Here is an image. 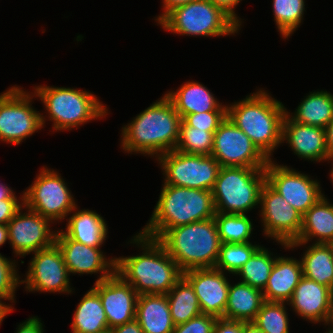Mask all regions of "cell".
Returning a JSON list of instances; mask_svg holds the SVG:
<instances>
[{
  "mask_svg": "<svg viewBox=\"0 0 333 333\" xmlns=\"http://www.w3.org/2000/svg\"><path fill=\"white\" fill-rule=\"evenodd\" d=\"M108 333H144L136 319L109 329Z\"/></svg>",
  "mask_w": 333,
  "mask_h": 333,
  "instance_id": "obj_45",
  "label": "cell"
},
{
  "mask_svg": "<svg viewBox=\"0 0 333 333\" xmlns=\"http://www.w3.org/2000/svg\"><path fill=\"white\" fill-rule=\"evenodd\" d=\"M183 277L194 288L202 314L223 318L228 301L229 281L215 268L191 269Z\"/></svg>",
  "mask_w": 333,
  "mask_h": 333,
  "instance_id": "obj_19",
  "label": "cell"
},
{
  "mask_svg": "<svg viewBox=\"0 0 333 333\" xmlns=\"http://www.w3.org/2000/svg\"><path fill=\"white\" fill-rule=\"evenodd\" d=\"M182 118L164 96L122 128L121 148L128 153L155 157L175 150Z\"/></svg>",
  "mask_w": 333,
  "mask_h": 333,
  "instance_id": "obj_2",
  "label": "cell"
},
{
  "mask_svg": "<svg viewBox=\"0 0 333 333\" xmlns=\"http://www.w3.org/2000/svg\"><path fill=\"white\" fill-rule=\"evenodd\" d=\"M20 199H5L0 200V223L8 224L14 215L24 208V195L19 197ZM21 202H20V201Z\"/></svg>",
  "mask_w": 333,
  "mask_h": 333,
  "instance_id": "obj_41",
  "label": "cell"
},
{
  "mask_svg": "<svg viewBox=\"0 0 333 333\" xmlns=\"http://www.w3.org/2000/svg\"><path fill=\"white\" fill-rule=\"evenodd\" d=\"M329 289H330V295H331V298H332V301H333V280L329 286Z\"/></svg>",
  "mask_w": 333,
  "mask_h": 333,
  "instance_id": "obj_53",
  "label": "cell"
},
{
  "mask_svg": "<svg viewBox=\"0 0 333 333\" xmlns=\"http://www.w3.org/2000/svg\"><path fill=\"white\" fill-rule=\"evenodd\" d=\"M144 333H172V321L166 294L138 295L136 318Z\"/></svg>",
  "mask_w": 333,
  "mask_h": 333,
  "instance_id": "obj_24",
  "label": "cell"
},
{
  "mask_svg": "<svg viewBox=\"0 0 333 333\" xmlns=\"http://www.w3.org/2000/svg\"><path fill=\"white\" fill-rule=\"evenodd\" d=\"M165 176L164 184L212 190L221 168L211 155L185 154L177 150L157 157Z\"/></svg>",
  "mask_w": 333,
  "mask_h": 333,
  "instance_id": "obj_10",
  "label": "cell"
},
{
  "mask_svg": "<svg viewBox=\"0 0 333 333\" xmlns=\"http://www.w3.org/2000/svg\"><path fill=\"white\" fill-rule=\"evenodd\" d=\"M226 116L227 111L191 113L185 115L182 118L180 126H191L198 129H207V131L210 132H215Z\"/></svg>",
  "mask_w": 333,
  "mask_h": 333,
  "instance_id": "obj_39",
  "label": "cell"
},
{
  "mask_svg": "<svg viewBox=\"0 0 333 333\" xmlns=\"http://www.w3.org/2000/svg\"><path fill=\"white\" fill-rule=\"evenodd\" d=\"M329 160H330V161H331V160L333 161V157H330ZM332 165H333V163H332ZM330 174H331V175H330V177H331V182L333 183V166H332V170H331Z\"/></svg>",
  "mask_w": 333,
  "mask_h": 333,
  "instance_id": "obj_54",
  "label": "cell"
},
{
  "mask_svg": "<svg viewBox=\"0 0 333 333\" xmlns=\"http://www.w3.org/2000/svg\"><path fill=\"white\" fill-rule=\"evenodd\" d=\"M130 243L140 245L143 252L137 256L115 258V273L129 283L138 295L167 294L183 276L175 260L158 240L141 233L134 236Z\"/></svg>",
  "mask_w": 333,
  "mask_h": 333,
  "instance_id": "obj_1",
  "label": "cell"
},
{
  "mask_svg": "<svg viewBox=\"0 0 333 333\" xmlns=\"http://www.w3.org/2000/svg\"><path fill=\"white\" fill-rule=\"evenodd\" d=\"M265 168L221 167L212 188L216 212L246 214L260 204Z\"/></svg>",
  "mask_w": 333,
  "mask_h": 333,
  "instance_id": "obj_7",
  "label": "cell"
},
{
  "mask_svg": "<svg viewBox=\"0 0 333 333\" xmlns=\"http://www.w3.org/2000/svg\"><path fill=\"white\" fill-rule=\"evenodd\" d=\"M263 292L246 283L229 285L224 319L252 322L264 302Z\"/></svg>",
  "mask_w": 333,
  "mask_h": 333,
  "instance_id": "obj_27",
  "label": "cell"
},
{
  "mask_svg": "<svg viewBox=\"0 0 333 333\" xmlns=\"http://www.w3.org/2000/svg\"><path fill=\"white\" fill-rule=\"evenodd\" d=\"M211 156L221 167L265 168L269 161L227 116L214 133Z\"/></svg>",
  "mask_w": 333,
  "mask_h": 333,
  "instance_id": "obj_12",
  "label": "cell"
},
{
  "mask_svg": "<svg viewBox=\"0 0 333 333\" xmlns=\"http://www.w3.org/2000/svg\"><path fill=\"white\" fill-rule=\"evenodd\" d=\"M214 133L207 129L180 126L179 139L175 150L185 154L211 155Z\"/></svg>",
  "mask_w": 333,
  "mask_h": 333,
  "instance_id": "obj_37",
  "label": "cell"
},
{
  "mask_svg": "<svg viewBox=\"0 0 333 333\" xmlns=\"http://www.w3.org/2000/svg\"><path fill=\"white\" fill-rule=\"evenodd\" d=\"M166 295L175 326L202 314L194 288L183 276Z\"/></svg>",
  "mask_w": 333,
  "mask_h": 333,
  "instance_id": "obj_31",
  "label": "cell"
},
{
  "mask_svg": "<svg viewBox=\"0 0 333 333\" xmlns=\"http://www.w3.org/2000/svg\"><path fill=\"white\" fill-rule=\"evenodd\" d=\"M227 106V117L271 160L282 143V124L287 109L265 90Z\"/></svg>",
  "mask_w": 333,
  "mask_h": 333,
  "instance_id": "obj_3",
  "label": "cell"
},
{
  "mask_svg": "<svg viewBox=\"0 0 333 333\" xmlns=\"http://www.w3.org/2000/svg\"><path fill=\"white\" fill-rule=\"evenodd\" d=\"M272 160H269L265 167L266 182L303 216L324 196L320 183Z\"/></svg>",
  "mask_w": 333,
  "mask_h": 333,
  "instance_id": "obj_14",
  "label": "cell"
},
{
  "mask_svg": "<svg viewBox=\"0 0 333 333\" xmlns=\"http://www.w3.org/2000/svg\"><path fill=\"white\" fill-rule=\"evenodd\" d=\"M212 333H242V321L217 318Z\"/></svg>",
  "mask_w": 333,
  "mask_h": 333,
  "instance_id": "obj_42",
  "label": "cell"
},
{
  "mask_svg": "<svg viewBox=\"0 0 333 333\" xmlns=\"http://www.w3.org/2000/svg\"><path fill=\"white\" fill-rule=\"evenodd\" d=\"M22 208L14 215L7 224L9 243L15 256L25 257L41 249L48 248L55 243L56 231H51L50 219L39 213Z\"/></svg>",
  "mask_w": 333,
  "mask_h": 333,
  "instance_id": "obj_16",
  "label": "cell"
},
{
  "mask_svg": "<svg viewBox=\"0 0 333 333\" xmlns=\"http://www.w3.org/2000/svg\"><path fill=\"white\" fill-rule=\"evenodd\" d=\"M193 1L195 0H163L162 7L164 9V12L161 13V15H159L158 17H156L155 20L159 23L174 8Z\"/></svg>",
  "mask_w": 333,
  "mask_h": 333,
  "instance_id": "obj_46",
  "label": "cell"
},
{
  "mask_svg": "<svg viewBox=\"0 0 333 333\" xmlns=\"http://www.w3.org/2000/svg\"><path fill=\"white\" fill-rule=\"evenodd\" d=\"M276 258L268 249L260 246L236 275L242 278L243 283L263 291Z\"/></svg>",
  "mask_w": 333,
  "mask_h": 333,
  "instance_id": "obj_32",
  "label": "cell"
},
{
  "mask_svg": "<svg viewBox=\"0 0 333 333\" xmlns=\"http://www.w3.org/2000/svg\"><path fill=\"white\" fill-rule=\"evenodd\" d=\"M312 238L316 240L315 244H333V204L325 195L302 216L299 236L288 244L287 249L306 245Z\"/></svg>",
  "mask_w": 333,
  "mask_h": 333,
  "instance_id": "obj_22",
  "label": "cell"
},
{
  "mask_svg": "<svg viewBox=\"0 0 333 333\" xmlns=\"http://www.w3.org/2000/svg\"><path fill=\"white\" fill-rule=\"evenodd\" d=\"M217 317L200 314L186 323L176 325L172 333H212Z\"/></svg>",
  "mask_w": 333,
  "mask_h": 333,
  "instance_id": "obj_40",
  "label": "cell"
},
{
  "mask_svg": "<svg viewBox=\"0 0 333 333\" xmlns=\"http://www.w3.org/2000/svg\"><path fill=\"white\" fill-rule=\"evenodd\" d=\"M2 299L0 298V324L2 323L3 319L5 318V316L13 311L12 305L10 304H5V302H2ZM10 305V306H9Z\"/></svg>",
  "mask_w": 333,
  "mask_h": 333,
  "instance_id": "obj_50",
  "label": "cell"
},
{
  "mask_svg": "<svg viewBox=\"0 0 333 333\" xmlns=\"http://www.w3.org/2000/svg\"><path fill=\"white\" fill-rule=\"evenodd\" d=\"M149 223L140 232L159 240L169 229L212 219L216 215L211 190L163 184Z\"/></svg>",
  "mask_w": 333,
  "mask_h": 333,
  "instance_id": "obj_4",
  "label": "cell"
},
{
  "mask_svg": "<svg viewBox=\"0 0 333 333\" xmlns=\"http://www.w3.org/2000/svg\"><path fill=\"white\" fill-rule=\"evenodd\" d=\"M9 240L7 224L0 223V247Z\"/></svg>",
  "mask_w": 333,
  "mask_h": 333,
  "instance_id": "obj_51",
  "label": "cell"
},
{
  "mask_svg": "<svg viewBox=\"0 0 333 333\" xmlns=\"http://www.w3.org/2000/svg\"><path fill=\"white\" fill-rule=\"evenodd\" d=\"M28 268L25 280H21V284L25 283L26 291L72 293L68 277L70 273L56 243L36 251Z\"/></svg>",
  "mask_w": 333,
  "mask_h": 333,
  "instance_id": "obj_15",
  "label": "cell"
},
{
  "mask_svg": "<svg viewBox=\"0 0 333 333\" xmlns=\"http://www.w3.org/2000/svg\"><path fill=\"white\" fill-rule=\"evenodd\" d=\"M242 333H263V332L252 322L242 321Z\"/></svg>",
  "mask_w": 333,
  "mask_h": 333,
  "instance_id": "obj_49",
  "label": "cell"
},
{
  "mask_svg": "<svg viewBox=\"0 0 333 333\" xmlns=\"http://www.w3.org/2000/svg\"><path fill=\"white\" fill-rule=\"evenodd\" d=\"M77 211V212H76ZM67 219L66 230L62 232L70 239L92 247H101L107 238L105 219L92 210H76Z\"/></svg>",
  "mask_w": 333,
  "mask_h": 333,
  "instance_id": "obj_26",
  "label": "cell"
},
{
  "mask_svg": "<svg viewBox=\"0 0 333 333\" xmlns=\"http://www.w3.org/2000/svg\"><path fill=\"white\" fill-rule=\"evenodd\" d=\"M166 31L188 36H230L240 26L211 0H195L171 10L159 23Z\"/></svg>",
  "mask_w": 333,
  "mask_h": 333,
  "instance_id": "obj_8",
  "label": "cell"
},
{
  "mask_svg": "<svg viewBox=\"0 0 333 333\" xmlns=\"http://www.w3.org/2000/svg\"><path fill=\"white\" fill-rule=\"evenodd\" d=\"M286 302L264 301L252 321L263 333H289Z\"/></svg>",
  "mask_w": 333,
  "mask_h": 333,
  "instance_id": "obj_35",
  "label": "cell"
},
{
  "mask_svg": "<svg viewBox=\"0 0 333 333\" xmlns=\"http://www.w3.org/2000/svg\"><path fill=\"white\" fill-rule=\"evenodd\" d=\"M33 184L23 192L24 208L54 221L64 220L77 209L74 197L64 179L47 167L40 169Z\"/></svg>",
  "mask_w": 333,
  "mask_h": 333,
  "instance_id": "obj_11",
  "label": "cell"
},
{
  "mask_svg": "<svg viewBox=\"0 0 333 333\" xmlns=\"http://www.w3.org/2000/svg\"><path fill=\"white\" fill-rule=\"evenodd\" d=\"M272 4L277 29L288 39L303 21L305 0H273Z\"/></svg>",
  "mask_w": 333,
  "mask_h": 333,
  "instance_id": "obj_34",
  "label": "cell"
},
{
  "mask_svg": "<svg viewBox=\"0 0 333 333\" xmlns=\"http://www.w3.org/2000/svg\"><path fill=\"white\" fill-rule=\"evenodd\" d=\"M158 241L182 272L214 268L222 244L214 218L171 228Z\"/></svg>",
  "mask_w": 333,
  "mask_h": 333,
  "instance_id": "obj_5",
  "label": "cell"
},
{
  "mask_svg": "<svg viewBox=\"0 0 333 333\" xmlns=\"http://www.w3.org/2000/svg\"><path fill=\"white\" fill-rule=\"evenodd\" d=\"M259 247V244L253 245L251 242L222 243L214 268L233 275L237 274Z\"/></svg>",
  "mask_w": 333,
  "mask_h": 333,
  "instance_id": "obj_36",
  "label": "cell"
},
{
  "mask_svg": "<svg viewBox=\"0 0 333 333\" xmlns=\"http://www.w3.org/2000/svg\"><path fill=\"white\" fill-rule=\"evenodd\" d=\"M217 7L221 8L228 16H230L240 27L241 19L235 13V7L241 0H211ZM239 18V19H238Z\"/></svg>",
  "mask_w": 333,
  "mask_h": 333,
  "instance_id": "obj_43",
  "label": "cell"
},
{
  "mask_svg": "<svg viewBox=\"0 0 333 333\" xmlns=\"http://www.w3.org/2000/svg\"><path fill=\"white\" fill-rule=\"evenodd\" d=\"M34 96L38 97L53 122V131L74 129L86 122L108 115L106 107L91 92L66 88L35 86Z\"/></svg>",
  "mask_w": 333,
  "mask_h": 333,
  "instance_id": "obj_6",
  "label": "cell"
},
{
  "mask_svg": "<svg viewBox=\"0 0 333 333\" xmlns=\"http://www.w3.org/2000/svg\"><path fill=\"white\" fill-rule=\"evenodd\" d=\"M15 260H10L0 253V298L15 303V291L21 280L17 274Z\"/></svg>",
  "mask_w": 333,
  "mask_h": 333,
  "instance_id": "obj_38",
  "label": "cell"
},
{
  "mask_svg": "<svg viewBox=\"0 0 333 333\" xmlns=\"http://www.w3.org/2000/svg\"><path fill=\"white\" fill-rule=\"evenodd\" d=\"M17 199L14 191L7 185L0 183V200Z\"/></svg>",
  "mask_w": 333,
  "mask_h": 333,
  "instance_id": "obj_48",
  "label": "cell"
},
{
  "mask_svg": "<svg viewBox=\"0 0 333 333\" xmlns=\"http://www.w3.org/2000/svg\"><path fill=\"white\" fill-rule=\"evenodd\" d=\"M287 142L291 150L300 158L329 162L326 144V131L322 127L304 125L293 121L285 114L282 124V143Z\"/></svg>",
  "mask_w": 333,
  "mask_h": 333,
  "instance_id": "obj_20",
  "label": "cell"
},
{
  "mask_svg": "<svg viewBox=\"0 0 333 333\" xmlns=\"http://www.w3.org/2000/svg\"><path fill=\"white\" fill-rule=\"evenodd\" d=\"M303 277L301 261L291 257H277L264 288L265 301L288 302Z\"/></svg>",
  "mask_w": 333,
  "mask_h": 333,
  "instance_id": "obj_23",
  "label": "cell"
},
{
  "mask_svg": "<svg viewBox=\"0 0 333 333\" xmlns=\"http://www.w3.org/2000/svg\"><path fill=\"white\" fill-rule=\"evenodd\" d=\"M15 333H43V324L37 317H30L17 327Z\"/></svg>",
  "mask_w": 333,
  "mask_h": 333,
  "instance_id": "obj_44",
  "label": "cell"
},
{
  "mask_svg": "<svg viewBox=\"0 0 333 333\" xmlns=\"http://www.w3.org/2000/svg\"><path fill=\"white\" fill-rule=\"evenodd\" d=\"M31 94L19 86H12L0 94L1 141L19 145L45 126V116L31 106L34 97L33 92Z\"/></svg>",
  "mask_w": 333,
  "mask_h": 333,
  "instance_id": "obj_9",
  "label": "cell"
},
{
  "mask_svg": "<svg viewBox=\"0 0 333 333\" xmlns=\"http://www.w3.org/2000/svg\"><path fill=\"white\" fill-rule=\"evenodd\" d=\"M332 298L329 287L302 277L287 302L297 315L311 323L328 322Z\"/></svg>",
  "mask_w": 333,
  "mask_h": 333,
  "instance_id": "obj_21",
  "label": "cell"
},
{
  "mask_svg": "<svg viewBox=\"0 0 333 333\" xmlns=\"http://www.w3.org/2000/svg\"><path fill=\"white\" fill-rule=\"evenodd\" d=\"M93 286L92 289L101 299L109 329L136 318L138 293L117 273L103 281L95 282Z\"/></svg>",
  "mask_w": 333,
  "mask_h": 333,
  "instance_id": "obj_17",
  "label": "cell"
},
{
  "mask_svg": "<svg viewBox=\"0 0 333 333\" xmlns=\"http://www.w3.org/2000/svg\"><path fill=\"white\" fill-rule=\"evenodd\" d=\"M165 95L181 118L191 113L227 111V106L220 104L214 94L197 81H187L176 91H168Z\"/></svg>",
  "mask_w": 333,
  "mask_h": 333,
  "instance_id": "obj_25",
  "label": "cell"
},
{
  "mask_svg": "<svg viewBox=\"0 0 333 333\" xmlns=\"http://www.w3.org/2000/svg\"><path fill=\"white\" fill-rule=\"evenodd\" d=\"M55 243L62 252L69 273L81 275L100 272L96 282L103 281L115 273L116 259H106L100 247L76 242L67 237L62 230H57Z\"/></svg>",
  "mask_w": 333,
  "mask_h": 333,
  "instance_id": "obj_18",
  "label": "cell"
},
{
  "mask_svg": "<svg viewBox=\"0 0 333 333\" xmlns=\"http://www.w3.org/2000/svg\"><path fill=\"white\" fill-rule=\"evenodd\" d=\"M260 206L265 236L288 248V244L299 236L302 215L267 182L260 192Z\"/></svg>",
  "mask_w": 333,
  "mask_h": 333,
  "instance_id": "obj_13",
  "label": "cell"
},
{
  "mask_svg": "<svg viewBox=\"0 0 333 333\" xmlns=\"http://www.w3.org/2000/svg\"><path fill=\"white\" fill-rule=\"evenodd\" d=\"M326 131V144L329 157H333V119L329 125L325 128Z\"/></svg>",
  "mask_w": 333,
  "mask_h": 333,
  "instance_id": "obj_47",
  "label": "cell"
},
{
  "mask_svg": "<svg viewBox=\"0 0 333 333\" xmlns=\"http://www.w3.org/2000/svg\"><path fill=\"white\" fill-rule=\"evenodd\" d=\"M221 243L250 242L253 224L246 214H224L214 216Z\"/></svg>",
  "mask_w": 333,
  "mask_h": 333,
  "instance_id": "obj_33",
  "label": "cell"
},
{
  "mask_svg": "<svg viewBox=\"0 0 333 333\" xmlns=\"http://www.w3.org/2000/svg\"><path fill=\"white\" fill-rule=\"evenodd\" d=\"M72 333H108L107 317L99 295L91 288L74 312Z\"/></svg>",
  "mask_w": 333,
  "mask_h": 333,
  "instance_id": "obj_29",
  "label": "cell"
},
{
  "mask_svg": "<svg viewBox=\"0 0 333 333\" xmlns=\"http://www.w3.org/2000/svg\"><path fill=\"white\" fill-rule=\"evenodd\" d=\"M286 114L295 122L326 128L333 119V94L327 91L310 92L298 105L294 116Z\"/></svg>",
  "mask_w": 333,
  "mask_h": 333,
  "instance_id": "obj_28",
  "label": "cell"
},
{
  "mask_svg": "<svg viewBox=\"0 0 333 333\" xmlns=\"http://www.w3.org/2000/svg\"><path fill=\"white\" fill-rule=\"evenodd\" d=\"M331 324L330 326L333 327V303L331 306V311H330V316L328 319V322L326 323V325ZM331 327V329H329L328 333H333V328Z\"/></svg>",
  "mask_w": 333,
  "mask_h": 333,
  "instance_id": "obj_52",
  "label": "cell"
},
{
  "mask_svg": "<svg viewBox=\"0 0 333 333\" xmlns=\"http://www.w3.org/2000/svg\"><path fill=\"white\" fill-rule=\"evenodd\" d=\"M301 261L303 276L329 287L333 280V244L307 247Z\"/></svg>",
  "mask_w": 333,
  "mask_h": 333,
  "instance_id": "obj_30",
  "label": "cell"
}]
</instances>
